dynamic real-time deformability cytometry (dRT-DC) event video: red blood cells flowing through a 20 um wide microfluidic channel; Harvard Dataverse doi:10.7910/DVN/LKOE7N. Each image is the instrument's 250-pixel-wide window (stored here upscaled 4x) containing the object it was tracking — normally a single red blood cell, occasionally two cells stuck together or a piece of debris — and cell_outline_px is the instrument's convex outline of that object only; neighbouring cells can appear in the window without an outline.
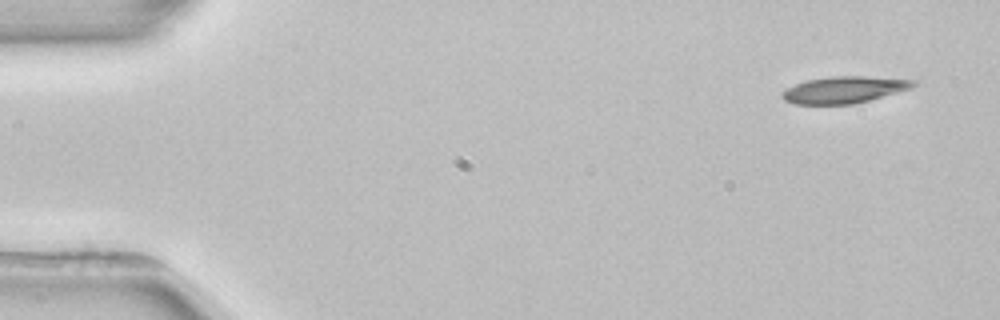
{"species": "common noctule bat (a hibernating species)", "species_latin": "Nyctalus noctula", "temperature_condition": "room temperature", "stored_images_in_passage": 5, "camera_frame_rate_fps": 3000, "um_per_image_px": 0.085, "animal": {"sex": "female", "body_mass_g": 22.7, "forearm_length_mm": 54.2}, "frame": {"image": 1, "passage_image": 1, "time_ms": 0.0, "image_size_px": [1000, 320], "cell_outline_px": [[916, 84], [912, 88], [868, 100], [852, 104], [792, 104], [784, 100], [780, 96], [788, 88], [796, 84], [808, 80], [832, 76], [864, 76], [916, 80]], "centroid_in_image_um": [71.75, 7.63], "position_along_channel_um": 13.2, "area_um2": 20.17}}
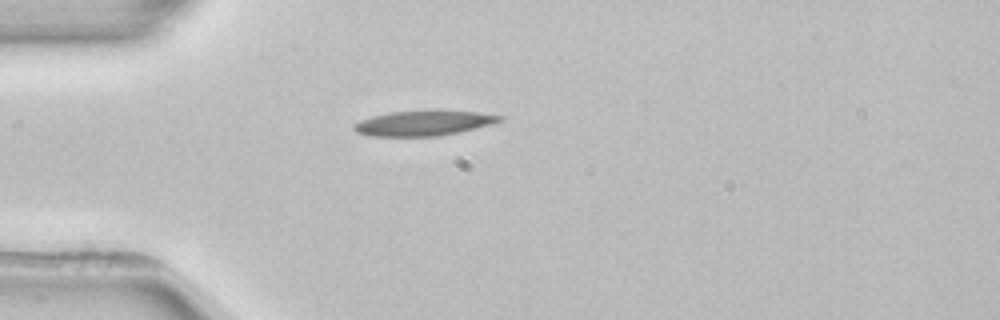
{"frame": {"image": 2, "passage_image": 4, "time_ms": 3.667, "image_size_px": [1000, 320], "cell_outline_px": [[504, 120], [492, 124], [476, 128], [440, 136], [368, 136], [356, 132], [352, 128], [352, 124], [360, 120], [372, 116], [388, 112], [476, 112], [504, 116]], "centroid_in_image_um": [35.95, 10.49], "position_along_channel_um": 49.0, "area_um2": 20.87}}